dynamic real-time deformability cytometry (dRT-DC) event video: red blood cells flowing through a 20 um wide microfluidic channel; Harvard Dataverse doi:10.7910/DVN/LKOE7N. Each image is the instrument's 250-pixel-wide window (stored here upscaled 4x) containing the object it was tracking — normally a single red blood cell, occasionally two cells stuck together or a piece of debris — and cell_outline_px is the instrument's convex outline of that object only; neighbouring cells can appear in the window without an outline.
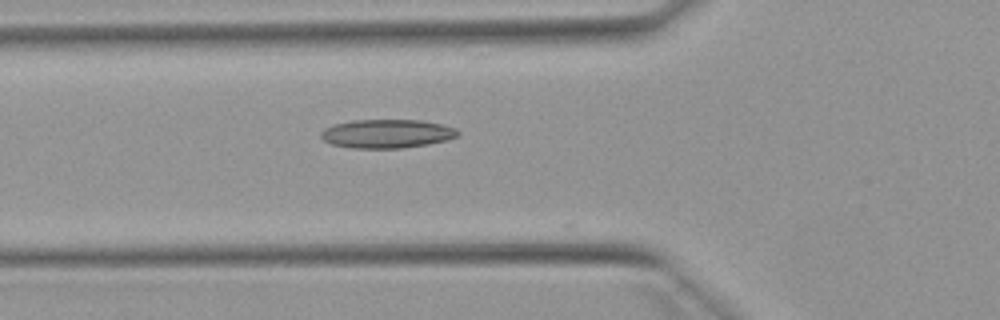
{"species": "Egyptian fruit bat (a non-hibernating species)", "species_latin": "Rousettus aegyptiacus", "temperature_condition": "warm", "stored_images_in_passage": 20, "camera_frame_rate_fps": 3000, "um_per_image_px": 0.085, "animal": {"sex": "female"}, "frame": {"image": 1, "passage_image": 19, "time_ms": 6.0, "image_size_px": [1000, 320], "cell_outline_px": [[460, 132], [456, 136], [448, 140], [428, 144], [400, 148], [352, 148], [332, 144], [324, 140], [320, 136], [320, 132], [324, 128], [336, 124], [352, 120], [420, 120], [440, 124], [456, 128]], "centroid_in_image_um": [32.88, 11.36], "position_along_channel_um": 92.9, "area_um2": 22.83}}